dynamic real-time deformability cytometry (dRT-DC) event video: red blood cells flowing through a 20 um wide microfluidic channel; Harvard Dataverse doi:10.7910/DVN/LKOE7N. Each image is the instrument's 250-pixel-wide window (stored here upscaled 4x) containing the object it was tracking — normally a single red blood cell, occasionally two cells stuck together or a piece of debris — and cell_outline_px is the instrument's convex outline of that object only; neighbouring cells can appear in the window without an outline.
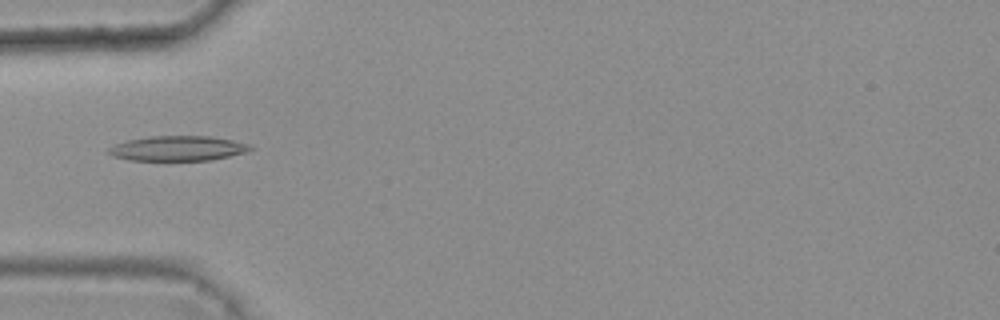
{"species": "common noctule bat (a hibernating species)", "species_latin": "Nyctalus noctula", "temperature_condition": "warm", "stored_images_in_passage": 2, "camera_frame_rate_fps": 3000, "um_per_image_px": 0.085, "animal": {"sex": "female", "body_mass_g": 25.1}, "frame": {"image": 1, "passage_image": 2, "time_ms": 0.333, "image_size_px": [1000, 320], "cell_outline_px": [[252, 148], [244, 152], [228, 156], [208, 160], [128, 160], [112, 156], [108, 152], [108, 148], [116, 144], [128, 140], [148, 136], [212, 136], [232, 140], [248, 144]], "centroid_in_image_um": [15.06, 12.6], "position_along_channel_um": 69.9, "area_um2": 20.35}}